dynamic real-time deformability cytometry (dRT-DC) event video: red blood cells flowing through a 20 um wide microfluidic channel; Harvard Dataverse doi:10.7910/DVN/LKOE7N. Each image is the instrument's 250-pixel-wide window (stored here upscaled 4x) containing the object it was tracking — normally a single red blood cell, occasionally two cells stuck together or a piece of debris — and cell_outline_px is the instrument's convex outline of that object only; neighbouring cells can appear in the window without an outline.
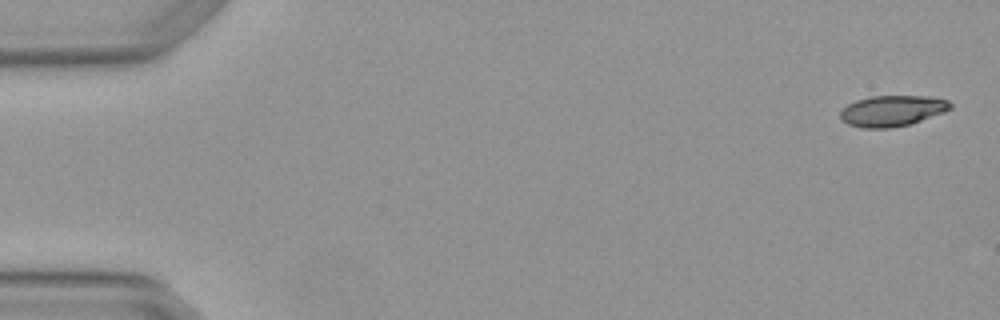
{"species": "Egyptian fruit bat (a non-hibernating species)", "species_latin": "Rousettus aegyptiacus", "temperature_condition": "warm", "stored_images_in_passage": 4, "camera_frame_rate_fps": 3000, "um_per_image_px": 0.085, "animal": {"sex": "female"}, "frame": {"image": 1, "passage_image": 1, "time_ms": 0.0, "image_size_px": [1000, 320], "cell_outline_px": [[952, 108], [944, 112], [912, 124], [888, 128], [864, 128], [848, 124], [840, 120], [840, 112], [848, 104], [856, 100], [868, 96], [928, 96], [948, 100], [952, 104]], "centroid_in_image_um": [75.84, 9.42], "position_along_channel_um": 9.2, "area_um2": 19.94}}
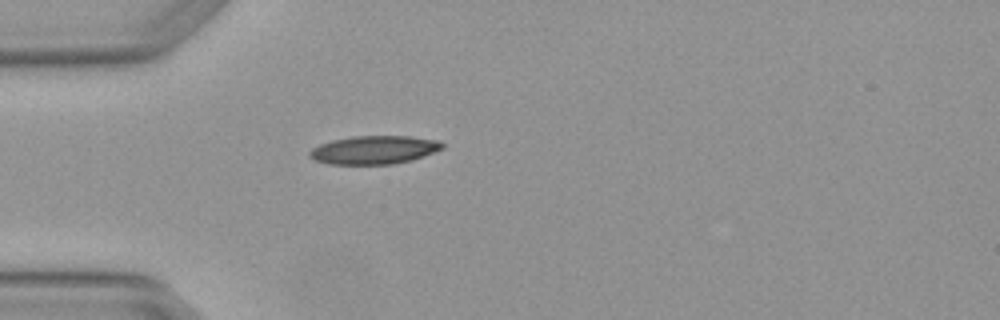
{"frame": {"image": 2, "passage_image": 4, "time_ms": 1.0, "image_size_px": [1000, 320], "cell_outline_px": [[444, 148], [412, 160], [392, 164], [328, 164], [312, 160], [308, 156], [308, 152], [312, 148], [320, 144], [332, 140], [352, 136], [412, 136], [440, 140], [444, 144]], "centroid_in_image_um": [31.78, 12.74], "position_along_channel_um": 53.2, "area_um2": 22.14}}